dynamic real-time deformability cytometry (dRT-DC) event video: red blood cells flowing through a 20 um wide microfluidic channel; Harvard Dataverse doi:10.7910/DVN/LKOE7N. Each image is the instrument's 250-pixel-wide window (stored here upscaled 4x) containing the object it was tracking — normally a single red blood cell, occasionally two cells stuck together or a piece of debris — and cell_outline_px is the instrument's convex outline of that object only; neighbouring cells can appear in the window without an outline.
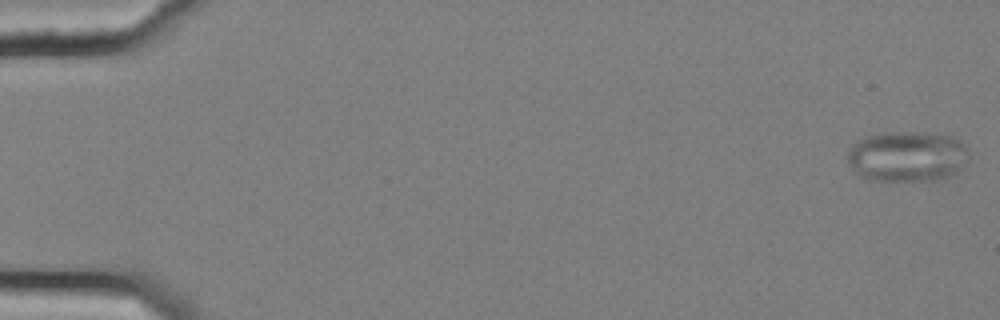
{"species": "common noctule bat (a hibernating species)", "species_latin": "Nyctalus noctula", "temperature_condition": "cold", "stored_images_in_passage": 53, "camera_frame_rate_fps": 3000, "um_per_image_px": 0.085, "animal": {"sex": "female", "body_mass_g": 25.1}, "frame": {"image": 1, "passage_image": 1, "time_ms": 0.0, "image_size_px": [1000, 320], "cell_outline_px": [[968, 160], [956, 172], [948, 176], [932, 180], [868, 180], [860, 176], [848, 164], [848, 152], [860, 140], [868, 136], [884, 132], [916, 132], [952, 136], [960, 140], [968, 148]], "centroid_in_image_um": [77.13, 13.29], "position_along_channel_um": 7.9, "area_um2": 35.49}}
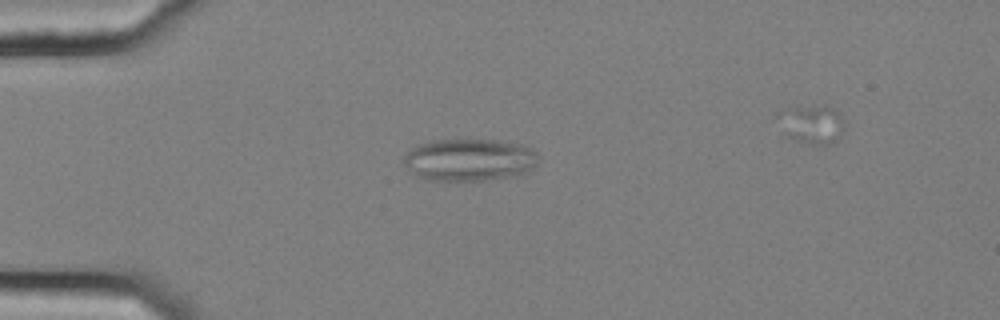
{"frame": {"image": 2, "passage_image": 15, "time_ms": 4.667, "image_size_px": [1000, 320], "cell_outline_px": [[540, 160], [524, 176], [484, 180], [424, 180], [416, 176], [400, 160], [416, 144], [432, 140], [500, 140], [520, 144], [532, 148], [540, 156]], "centroid_in_image_um": [39.94, 13.59], "position_along_channel_um": 45.1, "area_um2": 33.87}}
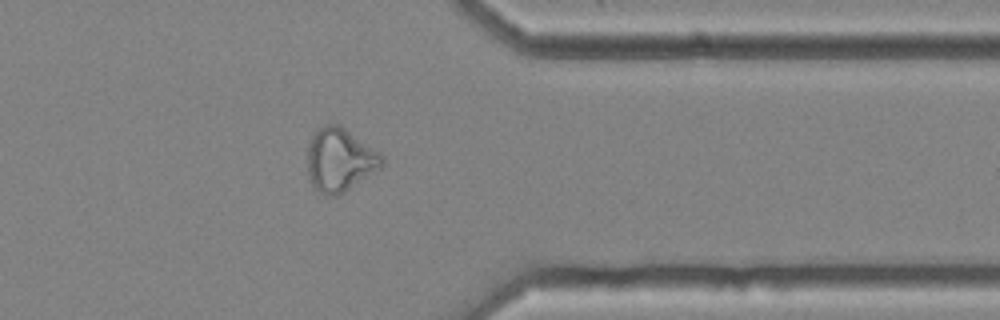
{"frame": {"image": 3, "passage_image": 45, "time_ms": 14.667, "image_size_px": [1000, 320], "cell_outline_px": [[384, 164], [380, 168], [344, 192], [336, 196], [324, 196], [312, 188], [308, 176], [308, 144], [312, 136], [324, 124], [340, 124], [380, 152], [384, 156]], "centroid_in_image_um": [28.88, 13.6], "position_along_channel_um": 382.5, "area_um2": 27.74}}